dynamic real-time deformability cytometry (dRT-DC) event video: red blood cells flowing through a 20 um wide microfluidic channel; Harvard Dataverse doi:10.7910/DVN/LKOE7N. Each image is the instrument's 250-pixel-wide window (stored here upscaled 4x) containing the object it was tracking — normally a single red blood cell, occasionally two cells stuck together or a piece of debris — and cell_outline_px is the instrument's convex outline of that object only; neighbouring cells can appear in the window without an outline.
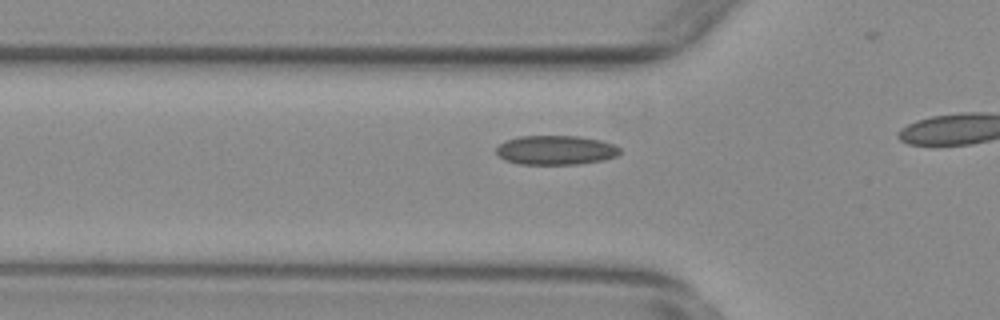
{"species": "common noctule bat (a hibernating species)", "species_latin": "Nyctalus noctula", "temperature_condition": "warm", "stored_images_in_passage": 23, "camera_frame_rate_fps": 3000, "um_per_image_px": 0.085, "animal": {"sex": "female", "body_mass_g": 29.2, "forearm_length_mm": 56.3}, "frame": {"image": 1, "passage_image": 14, "time_ms": 4.333, "image_size_px": [1000, 320], "cell_outline_px": [[620, 152], [616, 156], [604, 160], [580, 164], [520, 164], [504, 160], [496, 152], [496, 148], [500, 144], [508, 140], [520, 136], [580, 136], [600, 140], [612, 144], [620, 148]], "centroid_in_image_um": [47.25, 12.76], "position_along_channel_um": 78.5, "area_um2": 21.04}}
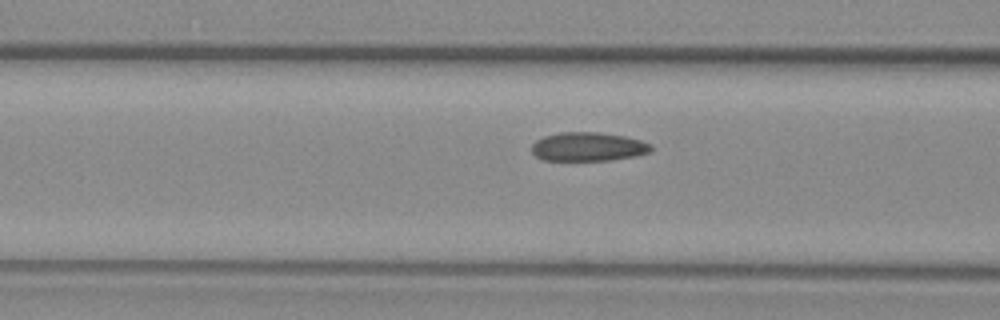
{"frame": {"image": 2, "passage_image": 17, "time_ms": 5.333, "image_size_px": [1000, 320], "cell_outline_px": [[652, 152], [636, 156], [608, 160], [544, 160], [536, 156], [532, 152], [532, 144], [536, 140], [544, 136], [560, 132], [600, 132], [624, 136], [640, 140], [652, 144]], "centroid_in_image_um": [50.01, 12.46], "position_along_channel_um": 116.6, "area_um2": 20.11}}
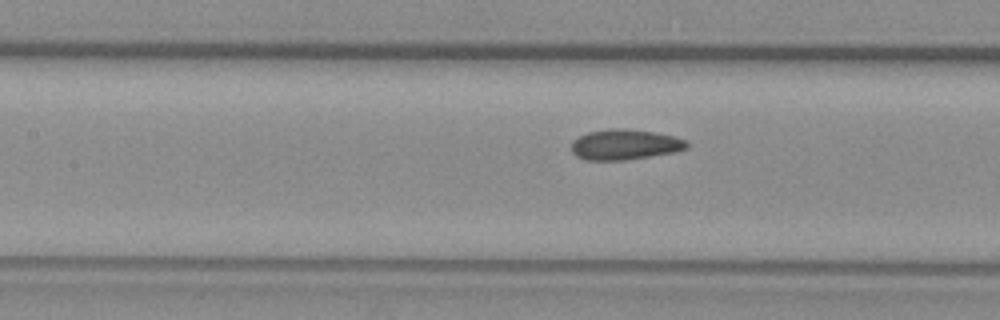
{"frame": {"image": 3, "passage_image": 20, "time_ms": 6.333, "image_size_px": [1000, 320], "cell_outline_px": [[688, 148], [672, 152], [624, 160], [584, 160], [576, 156], [572, 152], [572, 140], [588, 132], [608, 128], [624, 128], [656, 132], [672, 136], [684, 140], [688, 144]], "centroid_in_image_um": [53.06, 12.28], "position_along_channel_um": 154.3, "area_um2": 20.35}}